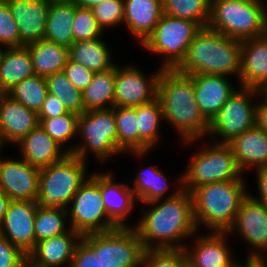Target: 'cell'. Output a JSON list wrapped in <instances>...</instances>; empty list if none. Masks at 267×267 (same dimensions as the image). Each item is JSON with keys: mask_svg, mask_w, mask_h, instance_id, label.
<instances>
[{"mask_svg": "<svg viewBox=\"0 0 267 267\" xmlns=\"http://www.w3.org/2000/svg\"><path fill=\"white\" fill-rule=\"evenodd\" d=\"M193 78L194 91L199 110L210 123L218 114L220 108L237 90L228 81V77L217 74H195Z\"/></svg>", "mask_w": 267, "mask_h": 267, "instance_id": "obj_20", "label": "cell"}, {"mask_svg": "<svg viewBox=\"0 0 267 267\" xmlns=\"http://www.w3.org/2000/svg\"><path fill=\"white\" fill-rule=\"evenodd\" d=\"M0 45L19 47V31L6 3L0 6Z\"/></svg>", "mask_w": 267, "mask_h": 267, "instance_id": "obj_43", "label": "cell"}, {"mask_svg": "<svg viewBox=\"0 0 267 267\" xmlns=\"http://www.w3.org/2000/svg\"><path fill=\"white\" fill-rule=\"evenodd\" d=\"M31 56L36 75L46 77L62 72L69 59V48L40 40L25 46Z\"/></svg>", "mask_w": 267, "mask_h": 267, "instance_id": "obj_29", "label": "cell"}, {"mask_svg": "<svg viewBox=\"0 0 267 267\" xmlns=\"http://www.w3.org/2000/svg\"><path fill=\"white\" fill-rule=\"evenodd\" d=\"M162 68L146 78L136 65H115L114 107H135L157 98V85Z\"/></svg>", "mask_w": 267, "mask_h": 267, "instance_id": "obj_13", "label": "cell"}, {"mask_svg": "<svg viewBox=\"0 0 267 267\" xmlns=\"http://www.w3.org/2000/svg\"><path fill=\"white\" fill-rule=\"evenodd\" d=\"M137 128L139 131V152H149L159 142V129L164 119L161 104L155 100L136 106Z\"/></svg>", "mask_w": 267, "mask_h": 267, "instance_id": "obj_32", "label": "cell"}, {"mask_svg": "<svg viewBox=\"0 0 267 267\" xmlns=\"http://www.w3.org/2000/svg\"><path fill=\"white\" fill-rule=\"evenodd\" d=\"M0 146L3 148V146H5L4 144V139L2 137V134H1V130H0Z\"/></svg>", "mask_w": 267, "mask_h": 267, "instance_id": "obj_56", "label": "cell"}, {"mask_svg": "<svg viewBox=\"0 0 267 267\" xmlns=\"http://www.w3.org/2000/svg\"><path fill=\"white\" fill-rule=\"evenodd\" d=\"M245 183L244 179L222 181L193 189L190 194L197 229L201 224L211 232H228L249 193Z\"/></svg>", "mask_w": 267, "mask_h": 267, "instance_id": "obj_4", "label": "cell"}, {"mask_svg": "<svg viewBox=\"0 0 267 267\" xmlns=\"http://www.w3.org/2000/svg\"><path fill=\"white\" fill-rule=\"evenodd\" d=\"M69 113L62 101L51 94H47L41 109L39 110L38 119H50Z\"/></svg>", "mask_w": 267, "mask_h": 267, "instance_id": "obj_47", "label": "cell"}, {"mask_svg": "<svg viewBox=\"0 0 267 267\" xmlns=\"http://www.w3.org/2000/svg\"><path fill=\"white\" fill-rule=\"evenodd\" d=\"M210 147L197 151L182 177V188L189 193L202 185L244 179L228 144L212 142Z\"/></svg>", "mask_w": 267, "mask_h": 267, "instance_id": "obj_8", "label": "cell"}, {"mask_svg": "<svg viewBox=\"0 0 267 267\" xmlns=\"http://www.w3.org/2000/svg\"><path fill=\"white\" fill-rule=\"evenodd\" d=\"M86 165L87 161L68 154L60 162L40 169L37 206L67 208L81 184L88 178Z\"/></svg>", "mask_w": 267, "mask_h": 267, "instance_id": "obj_6", "label": "cell"}, {"mask_svg": "<svg viewBox=\"0 0 267 267\" xmlns=\"http://www.w3.org/2000/svg\"><path fill=\"white\" fill-rule=\"evenodd\" d=\"M82 240L99 253L103 267H142L145 249L133 227L86 234Z\"/></svg>", "mask_w": 267, "mask_h": 267, "instance_id": "obj_10", "label": "cell"}, {"mask_svg": "<svg viewBox=\"0 0 267 267\" xmlns=\"http://www.w3.org/2000/svg\"><path fill=\"white\" fill-rule=\"evenodd\" d=\"M259 91V96L267 103V84L264 85Z\"/></svg>", "mask_w": 267, "mask_h": 267, "instance_id": "obj_53", "label": "cell"}, {"mask_svg": "<svg viewBox=\"0 0 267 267\" xmlns=\"http://www.w3.org/2000/svg\"><path fill=\"white\" fill-rule=\"evenodd\" d=\"M0 267H27V255L0 235Z\"/></svg>", "mask_w": 267, "mask_h": 267, "instance_id": "obj_44", "label": "cell"}, {"mask_svg": "<svg viewBox=\"0 0 267 267\" xmlns=\"http://www.w3.org/2000/svg\"><path fill=\"white\" fill-rule=\"evenodd\" d=\"M209 232L202 236L194 234L193 248L184 246L183 250L189 267H227L235 262L232 249L228 244L229 240L226 238L229 234L227 232Z\"/></svg>", "mask_w": 267, "mask_h": 267, "instance_id": "obj_18", "label": "cell"}, {"mask_svg": "<svg viewBox=\"0 0 267 267\" xmlns=\"http://www.w3.org/2000/svg\"><path fill=\"white\" fill-rule=\"evenodd\" d=\"M91 10L103 31L124 23V0H104Z\"/></svg>", "mask_w": 267, "mask_h": 267, "instance_id": "obj_41", "label": "cell"}, {"mask_svg": "<svg viewBox=\"0 0 267 267\" xmlns=\"http://www.w3.org/2000/svg\"><path fill=\"white\" fill-rule=\"evenodd\" d=\"M201 27L194 21L163 14L158 24L140 44L154 55H163L160 68L176 69ZM165 57V58H164Z\"/></svg>", "mask_w": 267, "mask_h": 267, "instance_id": "obj_9", "label": "cell"}, {"mask_svg": "<svg viewBox=\"0 0 267 267\" xmlns=\"http://www.w3.org/2000/svg\"><path fill=\"white\" fill-rule=\"evenodd\" d=\"M110 51L111 49L101 38L80 40L73 42L69 47V59L94 72H104L116 65L111 62L113 60Z\"/></svg>", "mask_w": 267, "mask_h": 267, "instance_id": "obj_30", "label": "cell"}, {"mask_svg": "<svg viewBox=\"0 0 267 267\" xmlns=\"http://www.w3.org/2000/svg\"><path fill=\"white\" fill-rule=\"evenodd\" d=\"M67 79L76 87L78 90H83L91 83L94 71L85 68L82 64L75 63L68 59L66 65L62 71Z\"/></svg>", "mask_w": 267, "mask_h": 267, "instance_id": "obj_45", "label": "cell"}, {"mask_svg": "<svg viewBox=\"0 0 267 267\" xmlns=\"http://www.w3.org/2000/svg\"><path fill=\"white\" fill-rule=\"evenodd\" d=\"M240 261H235L232 265L227 266V267H243V263H239Z\"/></svg>", "mask_w": 267, "mask_h": 267, "instance_id": "obj_55", "label": "cell"}, {"mask_svg": "<svg viewBox=\"0 0 267 267\" xmlns=\"http://www.w3.org/2000/svg\"><path fill=\"white\" fill-rule=\"evenodd\" d=\"M37 112L4 94L0 100V130L5 143H18L39 126Z\"/></svg>", "mask_w": 267, "mask_h": 267, "instance_id": "obj_23", "label": "cell"}, {"mask_svg": "<svg viewBox=\"0 0 267 267\" xmlns=\"http://www.w3.org/2000/svg\"><path fill=\"white\" fill-rule=\"evenodd\" d=\"M256 125L267 133V103L263 99L257 103Z\"/></svg>", "mask_w": 267, "mask_h": 267, "instance_id": "obj_49", "label": "cell"}, {"mask_svg": "<svg viewBox=\"0 0 267 267\" xmlns=\"http://www.w3.org/2000/svg\"><path fill=\"white\" fill-rule=\"evenodd\" d=\"M49 2H70L72 0H47Z\"/></svg>", "mask_w": 267, "mask_h": 267, "instance_id": "obj_58", "label": "cell"}, {"mask_svg": "<svg viewBox=\"0 0 267 267\" xmlns=\"http://www.w3.org/2000/svg\"><path fill=\"white\" fill-rule=\"evenodd\" d=\"M257 176V185L259 190V197L252 196V194L248 193L254 200L261 202L262 204L267 205V166H263L257 168L256 170Z\"/></svg>", "mask_w": 267, "mask_h": 267, "instance_id": "obj_48", "label": "cell"}, {"mask_svg": "<svg viewBox=\"0 0 267 267\" xmlns=\"http://www.w3.org/2000/svg\"><path fill=\"white\" fill-rule=\"evenodd\" d=\"M16 144L22 158L38 169L60 162L69 154L40 125Z\"/></svg>", "mask_w": 267, "mask_h": 267, "instance_id": "obj_24", "label": "cell"}, {"mask_svg": "<svg viewBox=\"0 0 267 267\" xmlns=\"http://www.w3.org/2000/svg\"><path fill=\"white\" fill-rule=\"evenodd\" d=\"M163 14L162 0H124V24L140 44Z\"/></svg>", "mask_w": 267, "mask_h": 267, "instance_id": "obj_26", "label": "cell"}, {"mask_svg": "<svg viewBox=\"0 0 267 267\" xmlns=\"http://www.w3.org/2000/svg\"><path fill=\"white\" fill-rule=\"evenodd\" d=\"M247 267H267V261L261 258H247Z\"/></svg>", "mask_w": 267, "mask_h": 267, "instance_id": "obj_52", "label": "cell"}, {"mask_svg": "<svg viewBox=\"0 0 267 267\" xmlns=\"http://www.w3.org/2000/svg\"><path fill=\"white\" fill-rule=\"evenodd\" d=\"M262 0H210L207 27L239 41L265 35Z\"/></svg>", "mask_w": 267, "mask_h": 267, "instance_id": "obj_5", "label": "cell"}, {"mask_svg": "<svg viewBox=\"0 0 267 267\" xmlns=\"http://www.w3.org/2000/svg\"><path fill=\"white\" fill-rule=\"evenodd\" d=\"M34 75L32 59L25 46L5 49L0 62V88L5 94Z\"/></svg>", "mask_w": 267, "mask_h": 267, "instance_id": "obj_27", "label": "cell"}, {"mask_svg": "<svg viewBox=\"0 0 267 267\" xmlns=\"http://www.w3.org/2000/svg\"><path fill=\"white\" fill-rule=\"evenodd\" d=\"M36 201L11 200L2 225L0 235L28 254L35 246Z\"/></svg>", "mask_w": 267, "mask_h": 267, "instance_id": "obj_16", "label": "cell"}, {"mask_svg": "<svg viewBox=\"0 0 267 267\" xmlns=\"http://www.w3.org/2000/svg\"><path fill=\"white\" fill-rule=\"evenodd\" d=\"M257 95L259 96L258 90L240 86L229 97L209 123L208 135H211L213 142L228 144L242 132L256 125L257 102L253 103L251 99ZM217 135L220 136V140L216 139Z\"/></svg>", "mask_w": 267, "mask_h": 267, "instance_id": "obj_12", "label": "cell"}, {"mask_svg": "<svg viewBox=\"0 0 267 267\" xmlns=\"http://www.w3.org/2000/svg\"><path fill=\"white\" fill-rule=\"evenodd\" d=\"M77 134L83 143L70 145L66 151L81 160L87 161L89 152L101 163L113 155L123 154L117 146L114 107L79 114Z\"/></svg>", "mask_w": 267, "mask_h": 267, "instance_id": "obj_7", "label": "cell"}, {"mask_svg": "<svg viewBox=\"0 0 267 267\" xmlns=\"http://www.w3.org/2000/svg\"><path fill=\"white\" fill-rule=\"evenodd\" d=\"M81 184L67 207L69 226L82 236L118 228L109 218L99 188V173L93 172Z\"/></svg>", "mask_w": 267, "mask_h": 267, "instance_id": "obj_11", "label": "cell"}, {"mask_svg": "<svg viewBox=\"0 0 267 267\" xmlns=\"http://www.w3.org/2000/svg\"><path fill=\"white\" fill-rule=\"evenodd\" d=\"M238 232L253 247L247 258L267 257V205L254 200L249 194L243 199L233 226L228 234Z\"/></svg>", "mask_w": 267, "mask_h": 267, "instance_id": "obj_14", "label": "cell"}, {"mask_svg": "<svg viewBox=\"0 0 267 267\" xmlns=\"http://www.w3.org/2000/svg\"><path fill=\"white\" fill-rule=\"evenodd\" d=\"M78 118L75 113H66L50 119H39V125L61 146L78 135Z\"/></svg>", "mask_w": 267, "mask_h": 267, "instance_id": "obj_39", "label": "cell"}, {"mask_svg": "<svg viewBox=\"0 0 267 267\" xmlns=\"http://www.w3.org/2000/svg\"><path fill=\"white\" fill-rule=\"evenodd\" d=\"M115 66L104 72H95L91 83L82 92L84 111L114 107Z\"/></svg>", "mask_w": 267, "mask_h": 267, "instance_id": "obj_31", "label": "cell"}, {"mask_svg": "<svg viewBox=\"0 0 267 267\" xmlns=\"http://www.w3.org/2000/svg\"><path fill=\"white\" fill-rule=\"evenodd\" d=\"M239 85L260 90L267 84V35L241 41Z\"/></svg>", "mask_w": 267, "mask_h": 267, "instance_id": "obj_21", "label": "cell"}, {"mask_svg": "<svg viewBox=\"0 0 267 267\" xmlns=\"http://www.w3.org/2000/svg\"><path fill=\"white\" fill-rule=\"evenodd\" d=\"M241 41L229 38L208 27L195 35L185 59L176 68L182 74H235L239 79Z\"/></svg>", "mask_w": 267, "mask_h": 267, "instance_id": "obj_3", "label": "cell"}, {"mask_svg": "<svg viewBox=\"0 0 267 267\" xmlns=\"http://www.w3.org/2000/svg\"><path fill=\"white\" fill-rule=\"evenodd\" d=\"M187 265L183 249L145 251L142 267H185Z\"/></svg>", "mask_w": 267, "mask_h": 267, "instance_id": "obj_42", "label": "cell"}, {"mask_svg": "<svg viewBox=\"0 0 267 267\" xmlns=\"http://www.w3.org/2000/svg\"><path fill=\"white\" fill-rule=\"evenodd\" d=\"M70 267H103L99 253L94 251L81 239L77 244Z\"/></svg>", "mask_w": 267, "mask_h": 267, "instance_id": "obj_46", "label": "cell"}, {"mask_svg": "<svg viewBox=\"0 0 267 267\" xmlns=\"http://www.w3.org/2000/svg\"><path fill=\"white\" fill-rule=\"evenodd\" d=\"M2 47H4V46L3 45H0V62H1L2 55H3V53L5 51V48H6V47H4V50H3Z\"/></svg>", "mask_w": 267, "mask_h": 267, "instance_id": "obj_57", "label": "cell"}, {"mask_svg": "<svg viewBox=\"0 0 267 267\" xmlns=\"http://www.w3.org/2000/svg\"><path fill=\"white\" fill-rule=\"evenodd\" d=\"M162 4L167 16L194 21L201 28L208 25L210 0H162Z\"/></svg>", "mask_w": 267, "mask_h": 267, "instance_id": "obj_37", "label": "cell"}, {"mask_svg": "<svg viewBox=\"0 0 267 267\" xmlns=\"http://www.w3.org/2000/svg\"><path fill=\"white\" fill-rule=\"evenodd\" d=\"M117 127V146L122 153L130 152L141 157L148 152H139V131L137 128L136 106L114 107Z\"/></svg>", "mask_w": 267, "mask_h": 267, "instance_id": "obj_33", "label": "cell"}, {"mask_svg": "<svg viewBox=\"0 0 267 267\" xmlns=\"http://www.w3.org/2000/svg\"><path fill=\"white\" fill-rule=\"evenodd\" d=\"M6 94L38 113L48 94L47 82L45 77L35 74L15 85Z\"/></svg>", "mask_w": 267, "mask_h": 267, "instance_id": "obj_36", "label": "cell"}, {"mask_svg": "<svg viewBox=\"0 0 267 267\" xmlns=\"http://www.w3.org/2000/svg\"><path fill=\"white\" fill-rule=\"evenodd\" d=\"M16 21L19 47L44 40L50 2L47 0H8L5 2Z\"/></svg>", "mask_w": 267, "mask_h": 267, "instance_id": "obj_17", "label": "cell"}, {"mask_svg": "<svg viewBox=\"0 0 267 267\" xmlns=\"http://www.w3.org/2000/svg\"><path fill=\"white\" fill-rule=\"evenodd\" d=\"M178 181V190L170 192L165 199L143 203L150 207L141 208L143 215L133 228L145 251L183 249L186 245L183 240L192 238L198 231L191 194L182 188V177Z\"/></svg>", "mask_w": 267, "mask_h": 267, "instance_id": "obj_1", "label": "cell"}, {"mask_svg": "<svg viewBox=\"0 0 267 267\" xmlns=\"http://www.w3.org/2000/svg\"><path fill=\"white\" fill-rule=\"evenodd\" d=\"M157 98L163 120L173 125L185 145L208 135L209 122L199 110L190 75L176 69H163L157 85Z\"/></svg>", "mask_w": 267, "mask_h": 267, "instance_id": "obj_2", "label": "cell"}, {"mask_svg": "<svg viewBox=\"0 0 267 267\" xmlns=\"http://www.w3.org/2000/svg\"><path fill=\"white\" fill-rule=\"evenodd\" d=\"M10 201V198L6 194L0 192V227L2 225Z\"/></svg>", "mask_w": 267, "mask_h": 267, "instance_id": "obj_50", "label": "cell"}, {"mask_svg": "<svg viewBox=\"0 0 267 267\" xmlns=\"http://www.w3.org/2000/svg\"><path fill=\"white\" fill-rule=\"evenodd\" d=\"M111 172H99V188L108 218L117 227H132L126 219L138 202L131 186L116 182ZM116 182V183H115Z\"/></svg>", "mask_w": 267, "mask_h": 267, "instance_id": "obj_22", "label": "cell"}, {"mask_svg": "<svg viewBox=\"0 0 267 267\" xmlns=\"http://www.w3.org/2000/svg\"><path fill=\"white\" fill-rule=\"evenodd\" d=\"M76 5L70 2H50L44 40L69 48L73 41V21Z\"/></svg>", "mask_w": 267, "mask_h": 267, "instance_id": "obj_28", "label": "cell"}, {"mask_svg": "<svg viewBox=\"0 0 267 267\" xmlns=\"http://www.w3.org/2000/svg\"><path fill=\"white\" fill-rule=\"evenodd\" d=\"M103 29L93 16L92 10L76 6L73 21V41L96 40L101 38Z\"/></svg>", "mask_w": 267, "mask_h": 267, "instance_id": "obj_40", "label": "cell"}, {"mask_svg": "<svg viewBox=\"0 0 267 267\" xmlns=\"http://www.w3.org/2000/svg\"><path fill=\"white\" fill-rule=\"evenodd\" d=\"M39 172L23 158H0V192L10 200L37 201Z\"/></svg>", "mask_w": 267, "mask_h": 267, "instance_id": "obj_15", "label": "cell"}, {"mask_svg": "<svg viewBox=\"0 0 267 267\" xmlns=\"http://www.w3.org/2000/svg\"><path fill=\"white\" fill-rule=\"evenodd\" d=\"M242 172L267 166V133L257 125L228 143Z\"/></svg>", "mask_w": 267, "mask_h": 267, "instance_id": "obj_25", "label": "cell"}, {"mask_svg": "<svg viewBox=\"0 0 267 267\" xmlns=\"http://www.w3.org/2000/svg\"><path fill=\"white\" fill-rule=\"evenodd\" d=\"M82 235L72 228L64 234L35 243L27 254V267H70ZM69 263V264H68Z\"/></svg>", "mask_w": 267, "mask_h": 267, "instance_id": "obj_19", "label": "cell"}, {"mask_svg": "<svg viewBox=\"0 0 267 267\" xmlns=\"http://www.w3.org/2000/svg\"><path fill=\"white\" fill-rule=\"evenodd\" d=\"M170 183L163 172L156 166L145 167L137 173L132 181L131 189L138 202L149 203L152 201L165 199Z\"/></svg>", "mask_w": 267, "mask_h": 267, "instance_id": "obj_34", "label": "cell"}, {"mask_svg": "<svg viewBox=\"0 0 267 267\" xmlns=\"http://www.w3.org/2000/svg\"><path fill=\"white\" fill-rule=\"evenodd\" d=\"M66 217H68L67 208H39L35 217V243L55 237L69 231L71 227L66 228Z\"/></svg>", "mask_w": 267, "mask_h": 267, "instance_id": "obj_35", "label": "cell"}, {"mask_svg": "<svg viewBox=\"0 0 267 267\" xmlns=\"http://www.w3.org/2000/svg\"><path fill=\"white\" fill-rule=\"evenodd\" d=\"M264 5H265V35H267V4L265 3Z\"/></svg>", "mask_w": 267, "mask_h": 267, "instance_id": "obj_54", "label": "cell"}, {"mask_svg": "<svg viewBox=\"0 0 267 267\" xmlns=\"http://www.w3.org/2000/svg\"><path fill=\"white\" fill-rule=\"evenodd\" d=\"M245 264V265H244ZM243 267H247V258H246V261L243 262Z\"/></svg>", "mask_w": 267, "mask_h": 267, "instance_id": "obj_61", "label": "cell"}, {"mask_svg": "<svg viewBox=\"0 0 267 267\" xmlns=\"http://www.w3.org/2000/svg\"><path fill=\"white\" fill-rule=\"evenodd\" d=\"M8 0H0V6L3 5Z\"/></svg>", "mask_w": 267, "mask_h": 267, "instance_id": "obj_60", "label": "cell"}, {"mask_svg": "<svg viewBox=\"0 0 267 267\" xmlns=\"http://www.w3.org/2000/svg\"><path fill=\"white\" fill-rule=\"evenodd\" d=\"M48 93L59 98L66 110L77 115L82 114V92L67 79L63 72L54 73L45 77Z\"/></svg>", "mask_w": 267, "mask_h": 267, "instance_id": "obj_38", "label": "cell"}, {"mask_svg": "<svg viewBox=\"0 0 267 267\" xmlns=\"http://www.w3.org/2000/svg\"><path fill=\"white\" fill-rule=\"evenodd\" d=\"M104 0H72V2L79 7L92 9Z\"/></svg>", "mask_w": 267, "mask_h": 267, "instance_id": "obj_51", "label": "cell"}, {"mask_svg": "<svg viewBox=\"0 0 267 267\" xmlns=\"http://www.w3.org/2000/svg\"><path fill=\"white\" fill-rule=\"evenodd\" d=\"M5 93L2 91V89L0 88V100H1V98L3 97V95H4Z\"/></svg>", "mask_w": 267, "mask_h": 267, "instance_id": "obj_59", "label": "cell"}]
</instances>
